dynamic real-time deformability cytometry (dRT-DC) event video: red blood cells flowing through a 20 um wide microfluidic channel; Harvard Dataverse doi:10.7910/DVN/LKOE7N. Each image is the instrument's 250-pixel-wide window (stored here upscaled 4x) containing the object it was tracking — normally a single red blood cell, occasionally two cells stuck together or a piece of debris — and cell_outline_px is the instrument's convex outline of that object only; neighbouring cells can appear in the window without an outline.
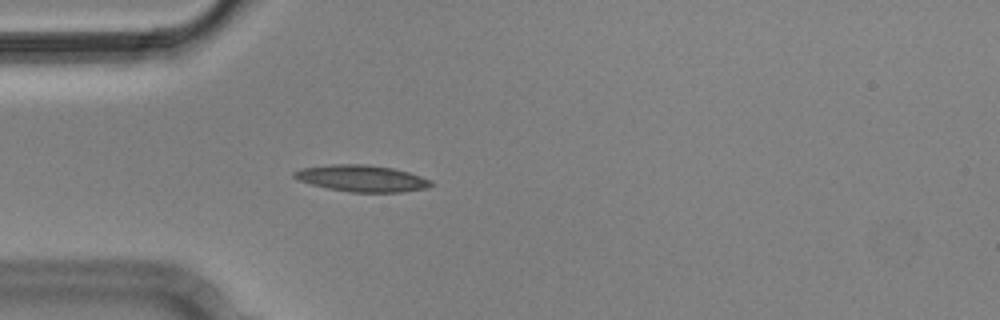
{"species": "Egyptian fruit bat (a non-hibernating species)", "species_latin": "Rousettus aegyptiacus", "temperature_condition": "cold", "stored_images_in_passage": 4, "camera_frame_rate_fps": 3000, "um_per_image_px": 0.085, "animal": {"sex": "male"}, "frame": {"image": 1, "passage_image": 4, "time_ms": 1.0, "image_size_px": [1000, 320], "cell_outline_px": [[432, 184], [424, 188], [400, 192], [352, 192], [328, 188], [312, 184], [300, 180], [292, 176], [292, 172], [300, 168], [332, 164], [364, 164], [392, 168], [408, 172], [432, 180]], "centroid_in_image_um": [30.72, 15.15], "position_along_channel_um": 54.3, "area_um2": 20.92}}